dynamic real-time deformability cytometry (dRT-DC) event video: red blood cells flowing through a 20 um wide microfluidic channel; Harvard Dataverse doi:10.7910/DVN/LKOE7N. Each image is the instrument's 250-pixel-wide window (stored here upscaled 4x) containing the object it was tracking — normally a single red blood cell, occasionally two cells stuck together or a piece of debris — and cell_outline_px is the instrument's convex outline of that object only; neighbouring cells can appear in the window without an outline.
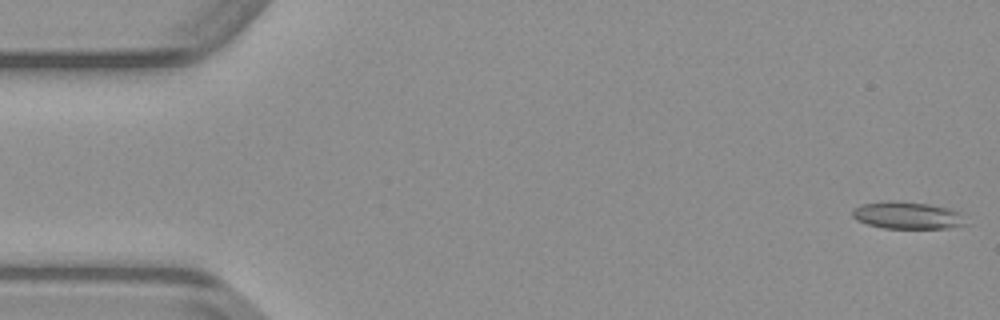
{"species": "common noctule bat (a hibernating species)", "species_latin": "Nyctalus noctula", "temperature_condition": "warm", "stored_images_in_passage": 49, "camera_frame_rate_fps": 3000, "um_per_image_px": 0.085, "animal": {"sex": "male", "body_mass_g": 23.1, "forearm_length_mm": 52.7}, "frame": {"image": 1, "passage_image": 1, "time_ms": 0.0, "image_size_px": [1000, 320], "cell_outline_px": [[968, 224], [948, 228], [884, 228], [868, 224], [856, 220], [852, 216], [852, 208], [860, 204], [928, 204], [948, 208], [960, 212]], "centroid_in_image_um": [77.18, 18.36], "position_along_channel_um": 7.8, "area_um2": 17.05}}
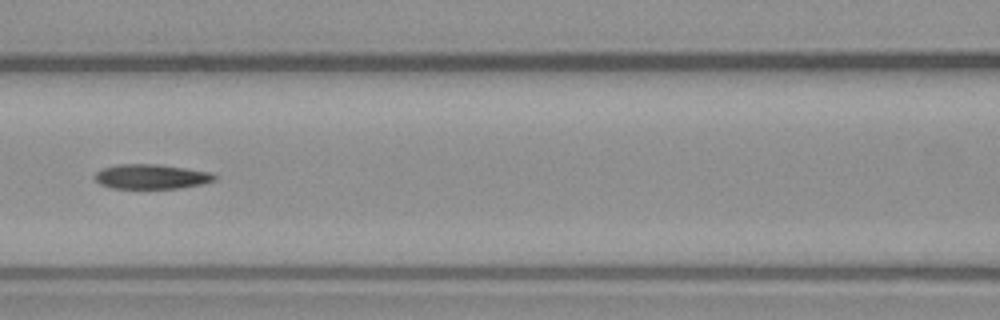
{"frame": {"image": 2, "passage_image": 21, "time_ms": 6.667, "image_size_px": [1000, 320], "cell_outline_px": [[216, 180], [204, 184], [180, 188], [112, 188], [100, 184], [92, 176], [96, 172], [104, 168], [116, 164], [156, 164], [212, 172], [216, 176]], "centroid_in_image_um": [12.87, 15.01], "position_along_channel_um": 153.7, "area_um2": 17.28}}
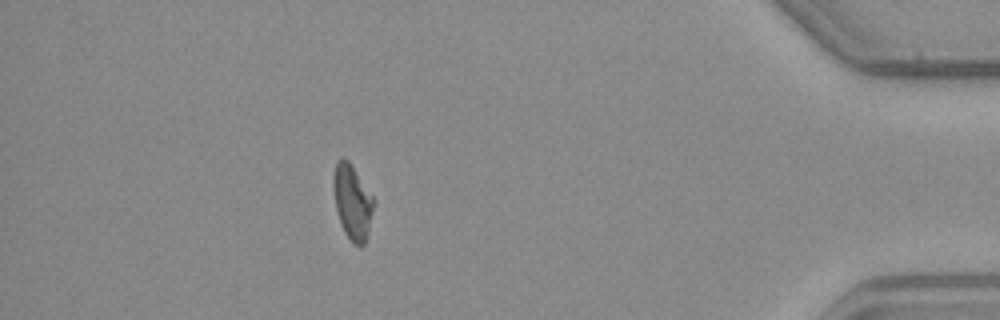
{"frame": {"image": 3, "passage_image": 43, "time_ms": 14.0, "image_size_px": [1000, 320], "cell_outline_px": [[372, 212], [368, 232], [364, 244], [360, 248], [352, 244], [344, 232], [336, 208], [332, 188], [332, 176], [336, 160], [340, 156], [344, 156], [352, 164], [372, 196]], "centroid_in_image_um": [29.9, 17.12], "position_along_channel_um": 405.3, "area_um2": 17.63}}